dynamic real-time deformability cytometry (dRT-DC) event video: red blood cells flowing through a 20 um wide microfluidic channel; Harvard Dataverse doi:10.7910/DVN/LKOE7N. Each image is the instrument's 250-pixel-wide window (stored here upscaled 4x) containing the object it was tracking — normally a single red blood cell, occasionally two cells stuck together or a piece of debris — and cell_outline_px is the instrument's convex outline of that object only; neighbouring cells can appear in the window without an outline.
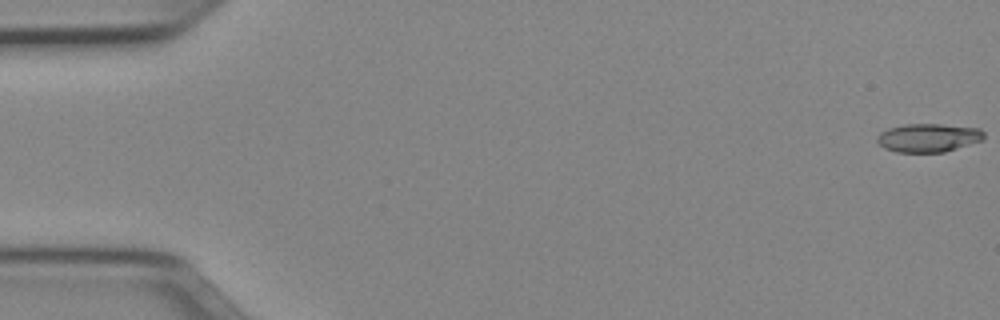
{"species": "Egyptian fruit bat (a non-hibernating species)", "species_latin": "Rousettus aegyptiacus", "temperature_condition": "cold", "stored_images_in_passage": 17, "camera_frame_rate_fps": 3000, "um_per_image_px": 0.085, "animal": {"sex": "female"}, "frame": {"image": 1, "passage_image": 1, "time_ms": 0.0, "image_size_px": [1000, 320], "cell_outline_px": [[984, 140], [944, 152], [896, 152], [884, 148], [876, 140], [876, 136], [880, 132], [888, 128], [904, 124], [940, 124], [980, 128], [984, 132]], "centroid_in_image_um": [78.91, 11.7], "position_along_channel_um": 6.1, "area_um2": 17.86}}
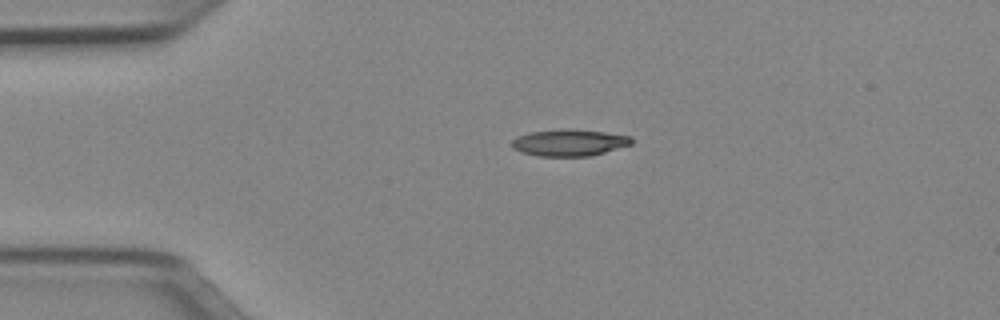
{"frame": {"image": 2, "passage_image": 12, "time_ms": 3.667, "image_size_px": [1000, 320], "cell_outline_px": [[632, 144], [592, 156], [536, 156], [520, 152], [512, 148], [512, 140], [520, 136], [532, 132], [604, 132], [632, 136]], "centroid_in_image_um": [48.41, 12.19], "position_along_channel_um": 36.6, "area_um2": 17.57}}